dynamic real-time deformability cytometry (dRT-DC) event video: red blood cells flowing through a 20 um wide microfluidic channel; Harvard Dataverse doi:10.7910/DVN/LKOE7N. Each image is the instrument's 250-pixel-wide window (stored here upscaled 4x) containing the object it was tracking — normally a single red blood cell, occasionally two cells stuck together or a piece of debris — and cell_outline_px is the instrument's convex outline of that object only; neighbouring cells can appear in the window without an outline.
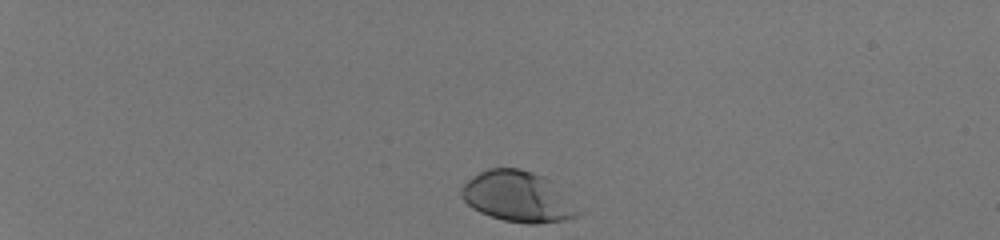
{"species": "human", "species_latin": "Homo sapiens", "temperature_condition": "room temperature", "stored_images_in_passage": 37, "camera_frame_rate_fps": 3000, "um_per_image_px": 0.085, "donor": {"sex": "male"}, "frame": {"image": 1, "passage_image": 1, "time_ms": 0.0, "image_size_px": [1000, 240], "cell_outline_px": [[580, 216], [564, 220], [536, 224], [528, 224], [504, 220], [480, 212], [472, 208], [460, 196], [460, 192], [464, 184], [472, 176], [488, 168], [520, 168], [544, 176], [552, 180], [580, 212]], "centroid_in_image_um": [44.0, 16.71], "position_along_channel_um": 41.0, "area_um2": 34.33}}
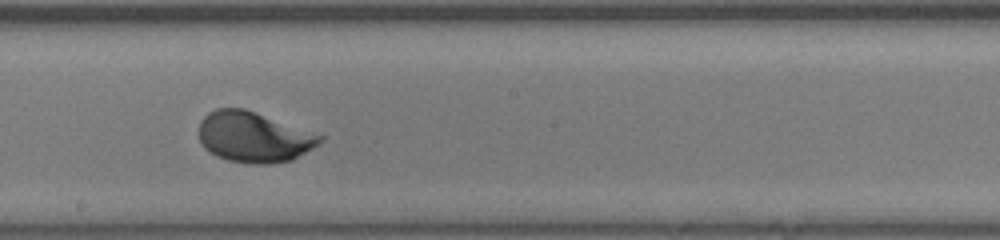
{"frame": {"image": 2, "passage_image": 22, "time_ms": 7.0, "image_size_px": [1000, 240], "cell_outline_px": [[324, 140], [312, 148], [292, 160], [272, 164], [252, 164], [228, 160], [216, 156], [204, 148], [200, 140], [200, 120], [208, 112], [216, 108], [244, 108], [324, 136]], "centroid_in_image_um": [21.56, 11.65], "position_along_channel_um": 226.6, "area_um2": 35.55}}
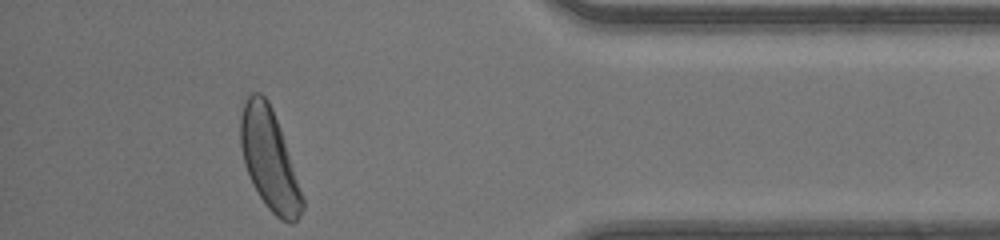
{"frame": {"image": 3, "passage_image": 37, "time_ms": 12.0, "image_size_px": [1000, 240], "cell_outline_px": [[304, 208], [300, 216], [292, 224], [288, 224], [280, 220], [268, 208], [260, 196], [244, 164], [240, 144], [240, 120], [244, 100], [248, 92], [260, 92], [268, 100], [272, 108], [280, 128], [304, 196]], "centroid_in_image_um": [22.9, 13.54], "position_along_channel_um": 412.3, "area_um2": 36.24}, "authors_computed_cell_mechanics": {"area_um2": 34.5644, "velocity_mm_per_s": 4.1303, "shape_relaxation_time_tau1_ms": 2.025, "shape_relaxation_time_tau2_ms": null, "deformation_change_tau1": 0.1496, "deformation_change_tau2": null}}